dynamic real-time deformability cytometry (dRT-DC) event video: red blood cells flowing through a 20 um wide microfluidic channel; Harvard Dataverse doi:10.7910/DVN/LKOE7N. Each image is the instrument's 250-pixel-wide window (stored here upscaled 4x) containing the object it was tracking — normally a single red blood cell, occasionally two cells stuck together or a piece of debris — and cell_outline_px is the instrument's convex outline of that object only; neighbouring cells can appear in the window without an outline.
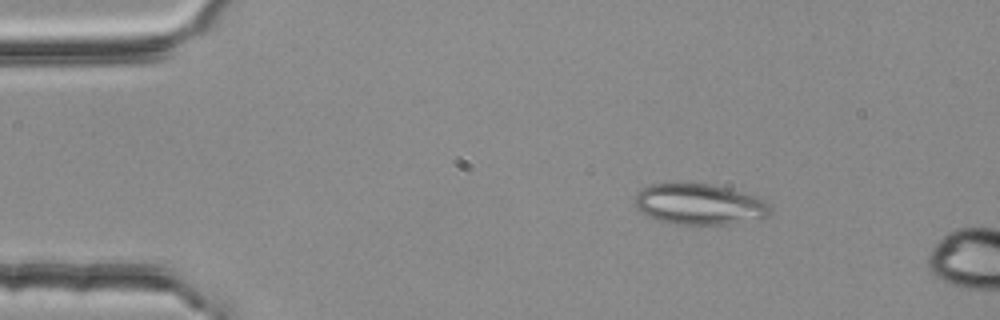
{"species": "common noctule bat (a hibernating species)", "species_latin": "Nyctalus noctula", "temperature_condition": "room temperature", "stored_images_in_passage": 3, "camera_frame_rate_fps": 3000, "um_per_image_px": 0.085, "animal": {"sex": "female", "body_mass_g": 25.1}, "frame": {"image": 1, "passage_image": 2, "time_ms": 0.333, "image_size_px": [1000, 320], "cell_outline_px": [[772, 212], [768, 216], [728, 224], [676, 224], [660, 220], [640, 212], [632, 204], [636, 196], [644, 188], [652, 184], [708, 184], [728, 188], [756, 196], [768, 204], [772, 208]], "centroid_in_image_um": [59.45, 17.37], "position_along_channel_um": 25.6, "area_um2": 31.73}}